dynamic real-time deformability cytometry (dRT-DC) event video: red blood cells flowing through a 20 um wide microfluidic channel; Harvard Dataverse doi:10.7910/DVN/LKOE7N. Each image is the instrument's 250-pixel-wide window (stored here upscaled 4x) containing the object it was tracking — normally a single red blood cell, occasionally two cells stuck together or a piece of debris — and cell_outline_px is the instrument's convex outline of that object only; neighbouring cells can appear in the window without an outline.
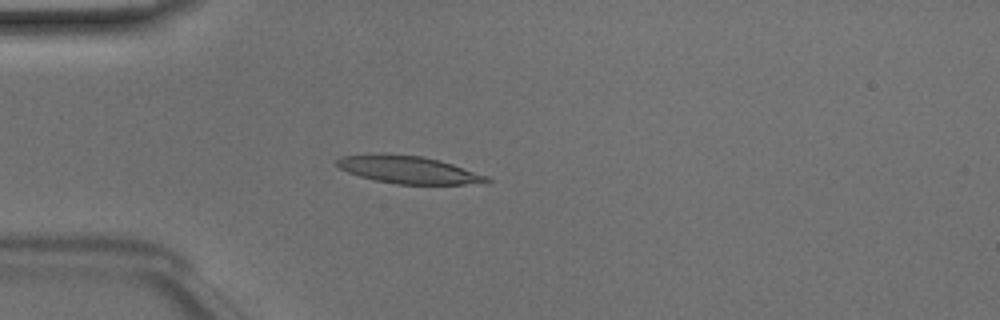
{"species": "Egyptian fruit bat (a non-hibernating species)", "species_latin": "Rousettus aegyptiacus", "temperature_condition": "room temperature", "stored_images_in_passage": 49, "camera_frame_rate_fps": 3000, "um_per_image_px": 0.085, "animal": {"sex": "male"}, "frame": {"image": 1, "passage_image": 14, "time_ms": 4.333, "image_size_px": [1000, 320], "cell_outline_px": [[492, 180], [464, 184], [396, 184], [376, 180], [360, 176], [348, 172], [340, 168], [336, 164], [336, 160], [340, 156], [380, 152], [384, 152], [420, 156], [452, 164], [488, 176]], "centroid_in_image_um": [34.62, 14.4], "position_along_channel_um": 50.4, "area_um2": 23.93}}
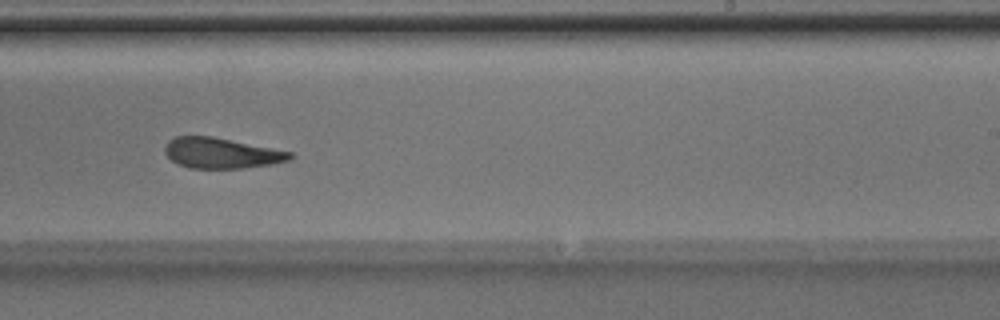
{"frame": {"image": 2, "passage_image": 31, "time_ms": 10.0, "image_size_px": [1000, 320], "cell_outline_px": [[292, 156], [288, 160], [272, 164], [240, 168], [188, 168], [176, 164], [164, 152], [164, 148], [168, 140], [176, 136], [212, 136], [292, 152]], "centroid_in_image_um": [18.76, 13.01], "position_along_channel_um": 270.2, "area_um2": 22.14}}
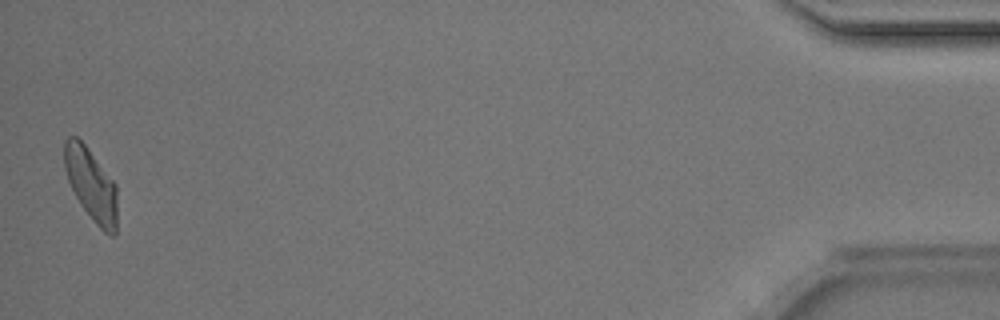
{"frame": {"image": 3, "passage_image": 49, "time_ms": 16.0, "image_size_px": [1000, 320], "cell_outline_px": [[116, 232], [112, 236], [104, 232], [96, 224], [80, 204], [68, 180], [64, 168], [64, 140], [68, 136], [76, 136], [84, 144], [116, 184]], "centroid_in_image_um": [7.73, 15.68], "position_along_channel_um": 427.5, "area_um2": 22.02}, "authors_computed_cell_mechanics": {"area_um2": 23.5246, "velocity_mm_per_s": 4.1153, "shape_relaxation_time_tau1_ms": null, "shape_relaxation_time_tau2_ms": 10.6971, "deformation_change_tau1": null, "deformation_change_tau2": 0.2637}}